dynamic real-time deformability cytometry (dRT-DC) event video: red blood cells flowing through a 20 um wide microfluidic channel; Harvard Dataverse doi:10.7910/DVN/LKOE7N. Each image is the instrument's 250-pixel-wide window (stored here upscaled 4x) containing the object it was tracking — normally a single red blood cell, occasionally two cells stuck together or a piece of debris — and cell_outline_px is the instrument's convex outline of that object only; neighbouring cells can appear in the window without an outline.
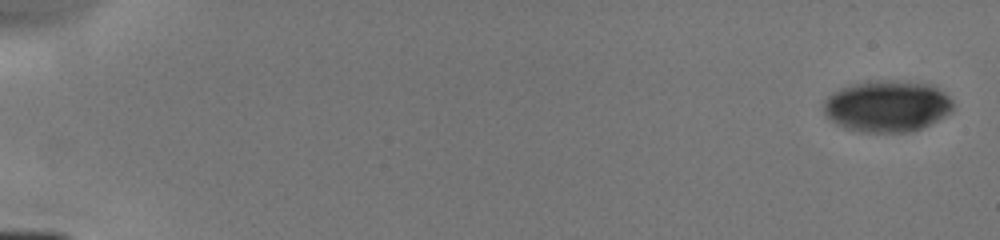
{"species": "human", "species_latin": "Homo sapiens", "temperature_condition": "cold", "stored_images_in_passage": 8, "segment_of_instrument_passage": [1, 2], "camera_frame_rate_fps": 3000, "um_per_image_px": 0.085, "donor": {"sex": "male"}, "frame": {"image": 1, "passage_image": 1, "time_ms": 0.0, "image_size_px": [1000, 240], "cell_outline_px": [[952, 112], [920, 128], [908, 132], [860, 132], [844, 128], [836, 124], [824, 112], [824, 100], [828, 96], [840, 88], [852, 84], [876, 80], [888, 80], [932, 84], [944, 92], [952, 100]], "centroid_in_image_um": [75.39, 9.02], "position_along_channel_um": 9.6, "area_um2": 38.67}}